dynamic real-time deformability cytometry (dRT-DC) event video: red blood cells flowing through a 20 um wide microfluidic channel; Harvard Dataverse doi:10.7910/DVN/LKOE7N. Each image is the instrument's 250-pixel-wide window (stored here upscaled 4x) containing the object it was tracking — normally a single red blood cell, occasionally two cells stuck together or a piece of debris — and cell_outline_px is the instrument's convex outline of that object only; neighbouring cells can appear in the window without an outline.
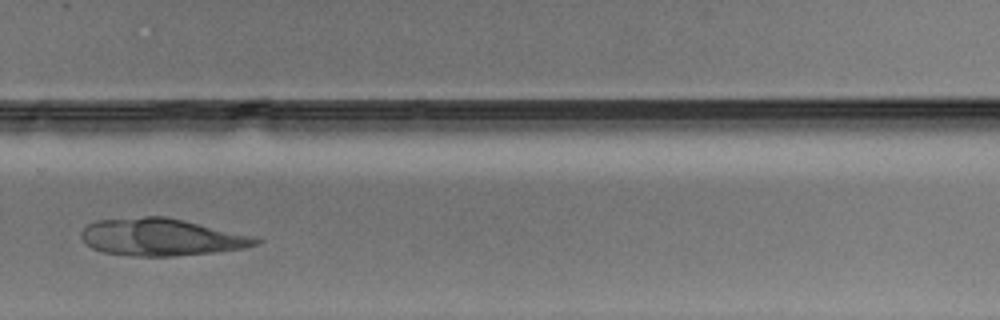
{"species": "Egyptian fruit bat (a non-hibernating species)", "species_latin": "Rousettus aegyptiacus", "temperature_condition": "warm", "stored_images_in_passage": 23, "camera_frame_rate_fps": 3000, "um_per_image_px": 0.085, "animal": {"sex": "male"}, "frame": {"image": 1, "passage_image": 21, "time_ms": 6.667, "image_size_px": [1000, 320], "cell_outline_px": [[264, 240], [260, 244], [244, 248], [212, 252], [176, 256], [132, 256], [104, 252], [92, 248], [80, 236], [80, 232], [88, 224], [96, 220], [144, 216], [164, 216], [184, 220], [252, 236]], "centroid_in_image_um": [13.7, 20.15], "position_along_channel_um": 316.1, "area_um2": 37.74}}